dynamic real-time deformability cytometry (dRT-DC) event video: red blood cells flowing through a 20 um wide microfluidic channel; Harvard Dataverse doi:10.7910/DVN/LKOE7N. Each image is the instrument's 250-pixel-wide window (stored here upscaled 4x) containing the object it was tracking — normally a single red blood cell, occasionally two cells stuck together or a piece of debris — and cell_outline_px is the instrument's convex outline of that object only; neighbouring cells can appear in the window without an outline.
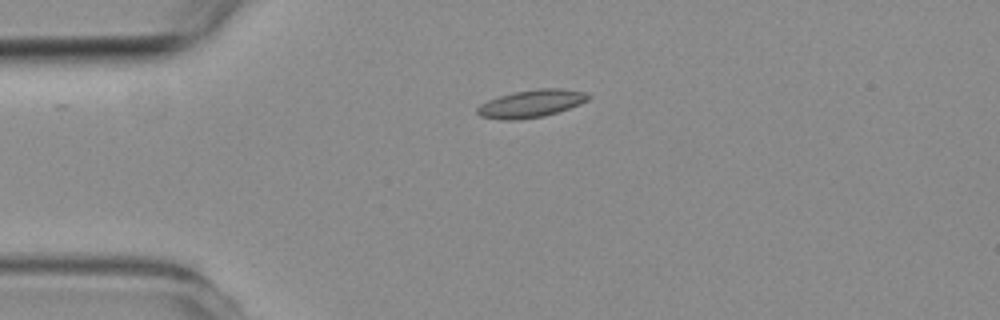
{"species": "common noctule bat (a hibernating species)", "species_latin": "Nyctalus noctula", "temperature_condition": "room temperature", "stored_images_in_passage": 3, "camera_frame_rate_fps": 3000, "um_per_image_px": 0.085, "animal": {"sex": "female", "body_mass_g": 19.3, "forearm_length_mm": 54.1}, "frame": {"image": 1, "passage_image": 1, "time_ms": 0.0, "image_size_px": [1000, 320], "cell_outline_px": [[592, 96], [588, 100], [580, 104], [544, 116], [516, 120], [500, 120], [480, 116], [476, 112], [476, 108], [480, 104], [488, 100], [500, 96], [516, 92], [540, 88], [560, 88], [584, 92]], "centroid_in_image_um": [45.13, 8.81], "position_along_channel_um": 39.9, "area_um2": 17.74}}
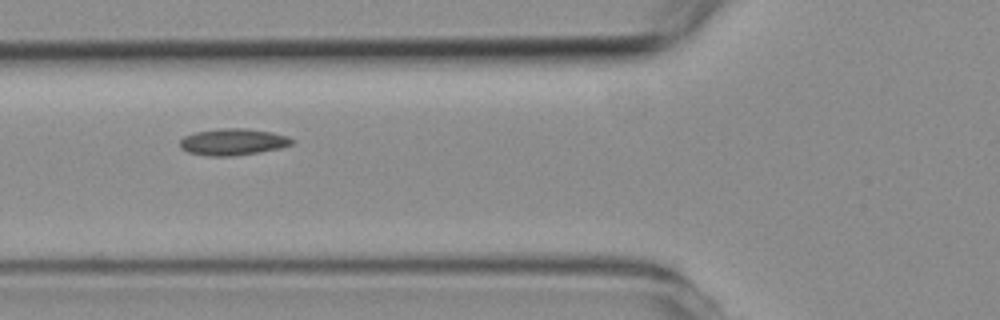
{"frame": {"image": 2, "passage_image": 3, "time_ms": 2.333, "image_size_px": [1000, 320], "cell_outline_px": [[292, 144], [280, 148], [260, 152], [232, 156], [208, 156], [188, 152], [180, 148], [180, 140], [184, 136], [196, 132], [220, 128], [248, 128], [272, 132], [288, 136], [292, 140]], "centroid_in_image_um": [19.79, 12.06], "position_along_channel_um": 106.0, "area_um2": 17.4}}